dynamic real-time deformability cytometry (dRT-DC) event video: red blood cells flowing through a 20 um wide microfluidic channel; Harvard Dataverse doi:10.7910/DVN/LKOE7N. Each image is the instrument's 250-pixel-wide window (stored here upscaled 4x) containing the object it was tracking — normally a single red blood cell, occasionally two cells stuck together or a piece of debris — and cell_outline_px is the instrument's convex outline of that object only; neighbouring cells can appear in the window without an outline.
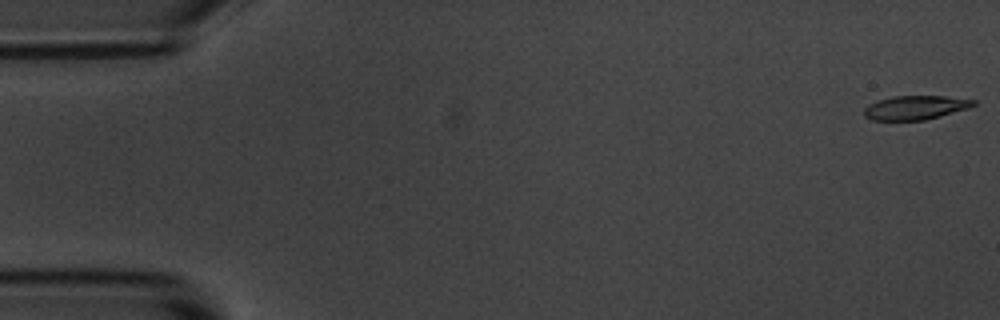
{"species": "common noctule bat (a hibernating species)", "species_latin": "Nyctalus noctula", "temperature_condition": "room temperature", "stored_images_in_passage": 55, "camera_frame_rate_fps": 3000, "um_per_image_px": 0.085, "animal": {"sex": "male", "body_mass_g": 20.1, "forearm_length_mm": 53.5}, "frame": {"image": 1, "passage_image": 1, "time_ms": 0.0, "image_size_px": [1000, 320], "cell_outline_px": [[976, 104], [968, 108], [940, 116], [924, 120], [872, 120], [864, 116], [864, 108], [868, 104], [892, 96], [944, 96], [976, 100]], "centroid_in_image_um": [77.79, 9.14], "position_along_channel_um": 7.2, "area_um2": 15.2}}
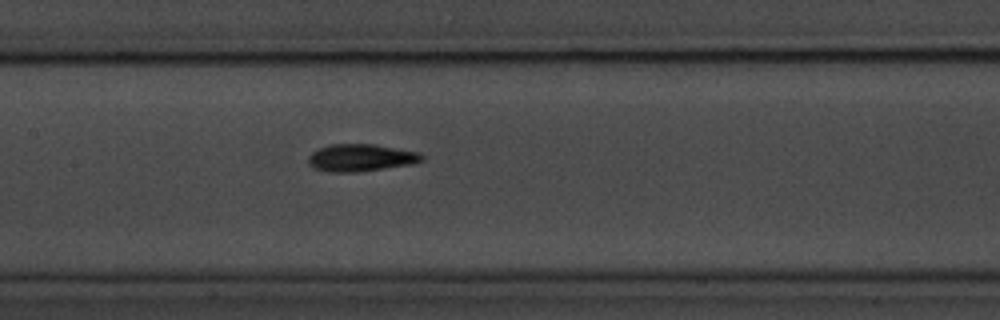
{"frame": {"image": 2, "passage_image": 26, "time_ms": 8.333, "image_size_px": [1000, 320], "cell_outline_px": [[424, 160], [412, 164], [356, 172], [328, 172], [312, 168], [308, 164], [308, 156], [312, 152], [328, 144], [376, 144], [420, 152], [424, 156]], "centroid_in_image_um": [30.66, 13.4], "position_along_channel_um": 176.7, "area_um2": 18.26}}
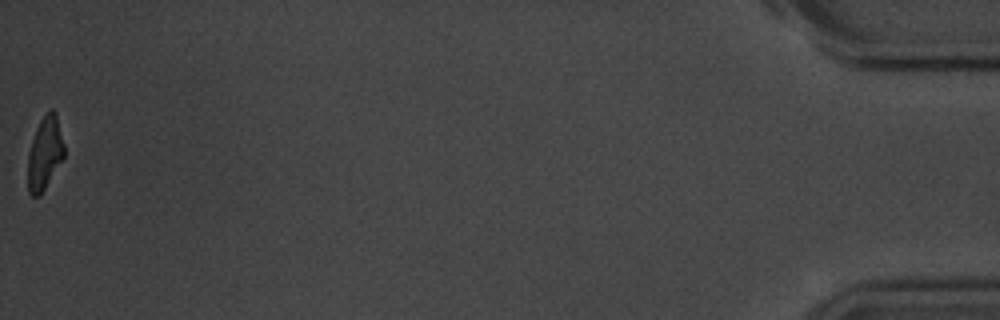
{"frame": {"image": 3, "passage_image": 55, "time_ms": 18.0, "image_size_px": [1000, 320], "cell_outline_px": [[64, 156], [40, 196], [32, 196], [28, 192], [28, 152], [36, 128], [40, 120], [52, 108], [56, 112], [64, 144]], "centroid_in_image_um": [3.8, 13.02], "position_along_channel_um": 431.4, "area_um2": 15.32}, "authors_computed_cell_mechanics": {"area_um2": 16.7042, "velocity_mm_per_s": 3.6619, "shape_relaxation_time_tau1_ms": 2.9128, "shape_relaxation_time_tau2_ms": 2.2579, "deformation_change_tau1": 0.1703, "deformation_change_tau2": 0.0932}}